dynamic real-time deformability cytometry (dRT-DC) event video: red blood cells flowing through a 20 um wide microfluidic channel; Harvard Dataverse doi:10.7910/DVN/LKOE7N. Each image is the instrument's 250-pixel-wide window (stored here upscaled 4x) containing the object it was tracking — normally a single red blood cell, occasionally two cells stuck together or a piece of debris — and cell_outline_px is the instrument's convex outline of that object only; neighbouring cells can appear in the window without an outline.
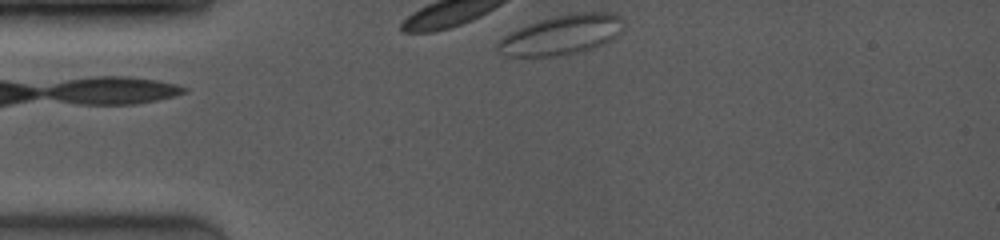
{"species": "common noctule bat (a hibernating species)", "species_latin": "Nyctalus noctula", "temperature_condition": "room temperature", "stored_images_in_passage": 7, "camera_frame_rate_fps": 4000, "um_per_image_px": 0.085, "animal": {"sex": "female", "body_mass_g": 19.0, "forearm_length_mm": 53.3}, "frame": {"image": 1, "passage_image": 1, "time_ms": 0.0, "image_size_px": [1000, 240], "cell_outline_px": [[624, 28], [612, 40], [592, 48], [576, 52], [556, 56], [504, 56], [496, 52], [496, 44], [500, 36], [528, 24], [552, 16], [576, 12], [616, 12], [620, 16], [624, 24]], "centroid_in_image_um": [47.71, 2.95], "position_along_channel_um": 37.3, "area_um2": 29.48}}